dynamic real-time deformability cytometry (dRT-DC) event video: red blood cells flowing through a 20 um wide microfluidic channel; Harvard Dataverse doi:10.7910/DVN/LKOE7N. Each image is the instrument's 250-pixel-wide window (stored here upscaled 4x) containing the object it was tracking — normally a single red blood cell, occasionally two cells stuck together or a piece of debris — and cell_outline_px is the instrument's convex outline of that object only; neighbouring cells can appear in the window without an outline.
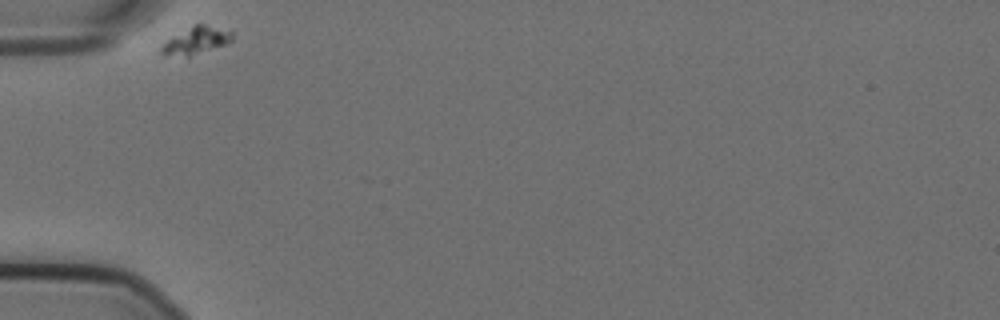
{"species": "Egyptian fruit bat (a non-hibernating species)", "species_latin": "Rousettus aegyptiacus", "temperature_condition": "cold", "stored_images_in_passage": 37, "camera_frame_rate_fps": 3000, "um_per_image_px": 0.085, "animal": {"sex": "female"}, "frame": {"image": 1, "passage_image": 1, "time_ms": 0.0, "image_size_px": [1000, 320], "cell_outline_px": [[232, 40], [224, 44], [188, 56], [160, 52], [160, 48], [168, 40], [196, 24], [204, 24], [232, 32]], "centroid_in_image_um": [16.71, 3.42], "position_along_channel_um": 68.3, "area_um2": 10.29}}
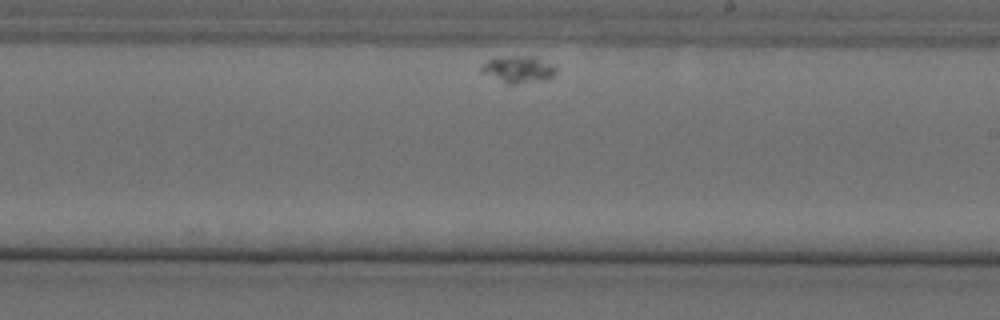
{"frame": {"image": 2, "passage_image": 23, "time_ms": 7.333, "image_size_px": [1000, 320], "cell_outline_px": [[560, 68], [552, 76], [544, 80], [516, 84], [508, 84], [480, 72], [480, 68], [488, 60], [512, 56], [536, 56]], "centroid_in_image_um": [44.11, 5.9], "position_along_channel_um": 244.9, "area_um2": 11.68}}
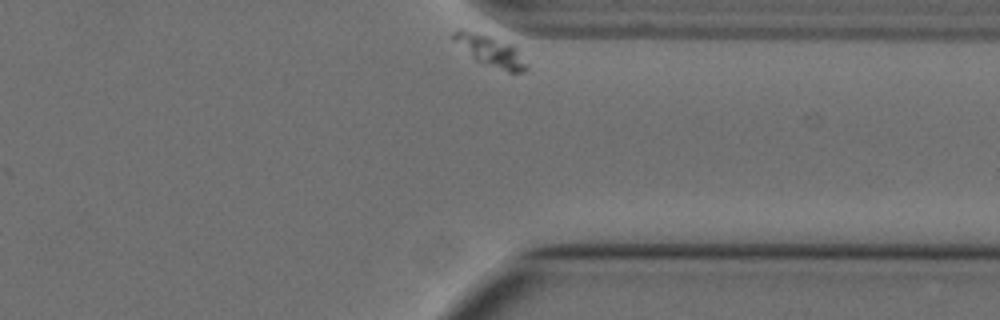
{"frame": {"image": 3, "passage_image": 37, "time_ms": 12.0, "image_size_px": [1000, 320], "cell_outline_px": [[528, 68], [524, 72], [508, 72], [484, 64], [476, 60], [452, 40], [452, 32], [460, 28], [476, 32], [512, 44]], "centroid_in_image_um": [41.63, 4.31], "position_along_channel_um": 369.8, "area_um2": 12.83}}